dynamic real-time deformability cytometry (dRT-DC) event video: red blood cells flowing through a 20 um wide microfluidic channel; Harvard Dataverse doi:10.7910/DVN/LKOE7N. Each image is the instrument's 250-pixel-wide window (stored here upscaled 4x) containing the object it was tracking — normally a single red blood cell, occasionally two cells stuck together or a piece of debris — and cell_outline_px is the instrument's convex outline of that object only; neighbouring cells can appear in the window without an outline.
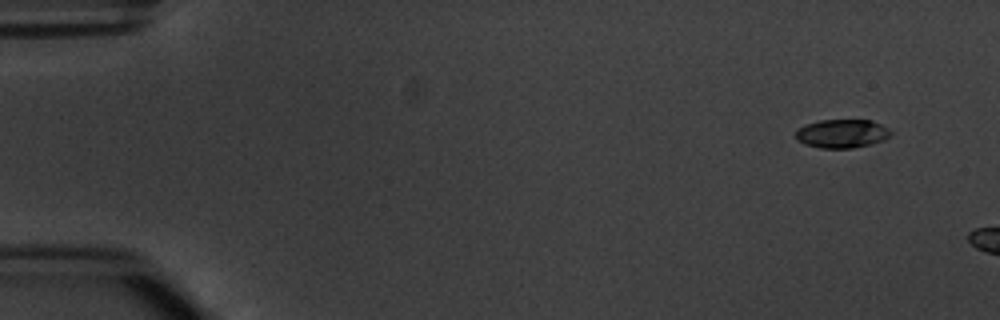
{"species": "common noctule bat (a hibernating species)", "species_latin": "Nyctalus noctula", "temperature_condition": "warm", "stored_images_in_passage": 3, "camera_frame_rate_fps": 3000, "um_per_image_px": 0.085, "animal": {"sex": "male", "body_mass_g": 20.1, "forearm_length_mm": 53.5}, "frame": {"image": 1, "passage_image": 1, "time_ms": 0.0, "image_size_px": [1000, 320], "cell_outline_px": [[892, 132], [884, 140], [852, 148], [820, 148], [804, 144], [796, 140], [796, 128], [804, 124], [820, 120], [872, 120], [888, 128]], "centroid_in_image_um": [71.51, 11.35], "position_along_channel_um": 13.5, "area_um2": 15.9}}